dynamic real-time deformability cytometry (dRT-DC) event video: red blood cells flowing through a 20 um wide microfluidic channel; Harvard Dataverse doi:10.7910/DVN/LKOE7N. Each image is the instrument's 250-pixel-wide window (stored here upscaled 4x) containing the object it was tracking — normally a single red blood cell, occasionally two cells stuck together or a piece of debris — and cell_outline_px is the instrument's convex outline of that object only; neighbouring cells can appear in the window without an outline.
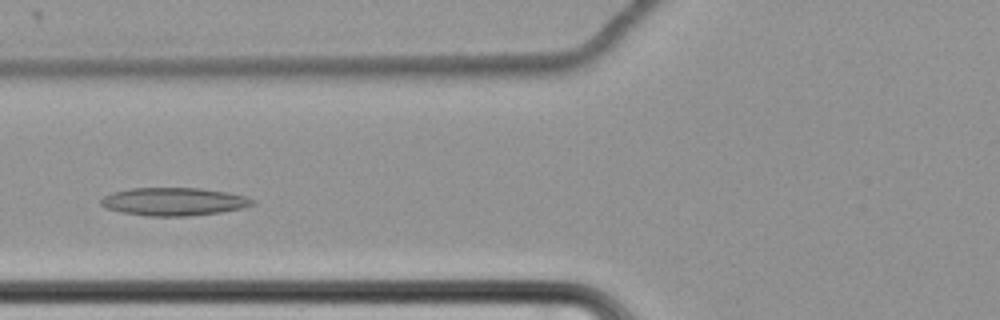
{"species": "common noctule bat (a hibernating species)", "species_latin": "Nyctalus noctula", "temperature_condition": "cold", "stored_images_in_passage": 56, "camera_frame_rate_fps": 3000, "um_per_image_px": 0.085, "animal": {"sex": "female", "body_mass_g": 22.7, "forearm_length_mm": 54.2}, "frame": {"image": 1, "passage_image": 19, "time_ms": 6.0, "image_size_px": [1000, 320], "cell_outline_px": [[256, 204], [240, 208], [220, 212], [188, 216], [148, 216], [120, 212], [108, 208], [100, 204], [100, 200], [104, 196], [112, 192], [132, 188], [200, 188], [228, 192], [244, 196], [256, 200]], "centroid_in_image_um": [14.78, 17.13], "position_along_channel_um": 111.0, "area_um2": 24.68}}
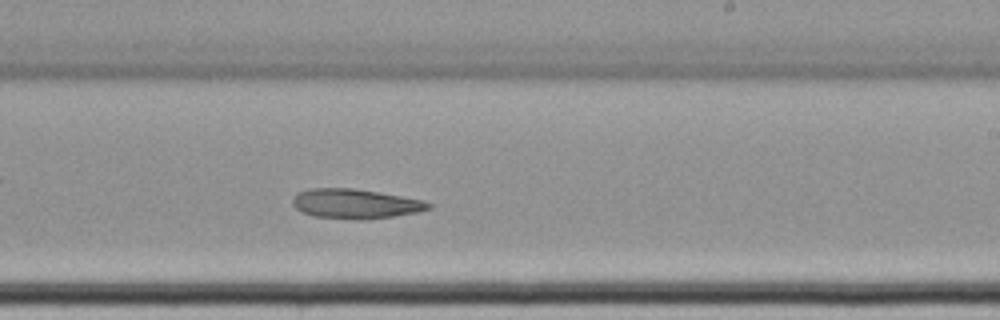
{"frame": {"image": 2, "passage_image": 32, "time_ms": 10.333, "image_size_px": [1000, 320], "cell_outline_px": [[432, 208], [420, 212], [368, 220], [356, 220], [316, 216], [304, 212], [296, 208], [292, 204], [292, 200], [300, 192], [308, 188], [352, 188], [424, 200], [432, 204]], "centroid_in_image_um": [30.26, 17.33], "position_along_channel_um": 258.7, "area_um2": 23.41}}
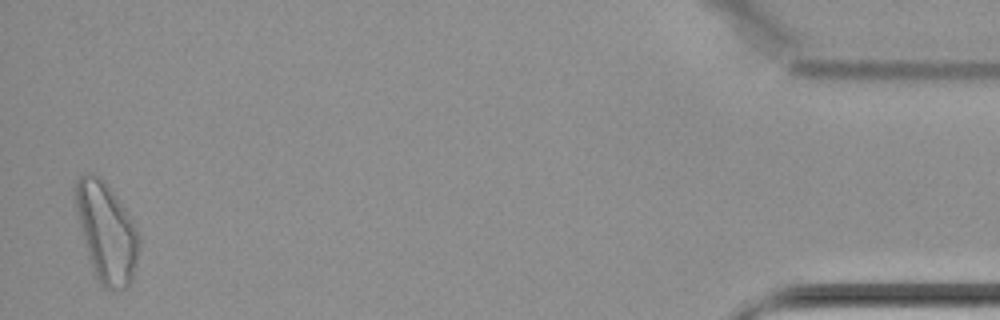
{"frame": {"image": 3, "passage_image": 54, "time_ms": 17.667, "image_size_px": [1000, 320], "cell_outline_px": [[140, 248], [132, 280], [128, 288], [104, 288], [96, 280], [92, 272], [76, 212], [72, 192], [76, 180], [80, 176], [92, 172], [100, 176], [112, 188], [136, 228], [140, 240]], "centroid_in_image_um": [9.02, 19.72], "position_along_channel_um": 426.2, "area_um2": 37.34}}